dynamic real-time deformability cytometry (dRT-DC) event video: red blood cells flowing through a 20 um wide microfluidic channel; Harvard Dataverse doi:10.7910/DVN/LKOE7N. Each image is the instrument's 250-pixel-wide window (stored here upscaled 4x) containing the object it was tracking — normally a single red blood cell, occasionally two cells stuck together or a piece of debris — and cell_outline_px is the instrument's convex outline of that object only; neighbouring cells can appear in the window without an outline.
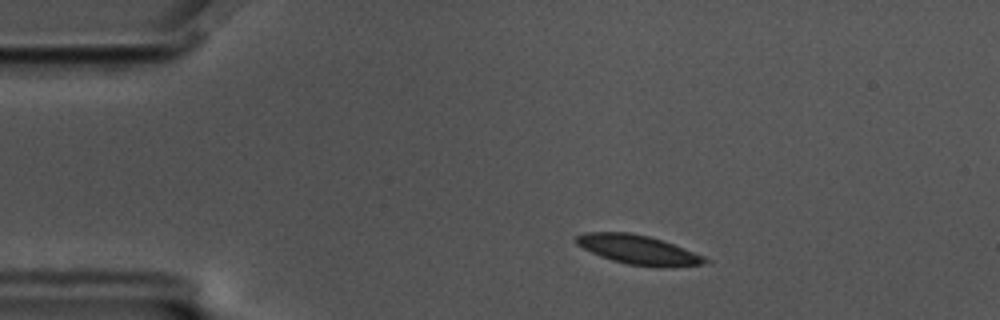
{"species": "common noctule bat (a hibernating species)", "species_latin": "Nyctalus noctula", "temperature_condition": "cold", "stored_images_in_passage": 11, "camera_frame_rate_fps": 3000, "um_per_image_px": 0.085, "animal": {"sex": "male", "body_mass_g": 17.5, "forearm_length_mm": 52.3}, "frame": {"image": 1, "passage_image": 7, "time_ms": 2.0, "image_size_px": [1000, 320], "cell_outline_px": [[712, 260], [700, 264], [672, 268], [660, 268], [628, 264], [612, 260], [600, 256], [576, 244], [576, 236], [584, 232], [628, 232], [648, 236], [672, 244], [704, 256]], "centroid_in_image_um": [54.26, 21.24], "position_along_channel_um": 30.7, "area_um2": 21.85}}